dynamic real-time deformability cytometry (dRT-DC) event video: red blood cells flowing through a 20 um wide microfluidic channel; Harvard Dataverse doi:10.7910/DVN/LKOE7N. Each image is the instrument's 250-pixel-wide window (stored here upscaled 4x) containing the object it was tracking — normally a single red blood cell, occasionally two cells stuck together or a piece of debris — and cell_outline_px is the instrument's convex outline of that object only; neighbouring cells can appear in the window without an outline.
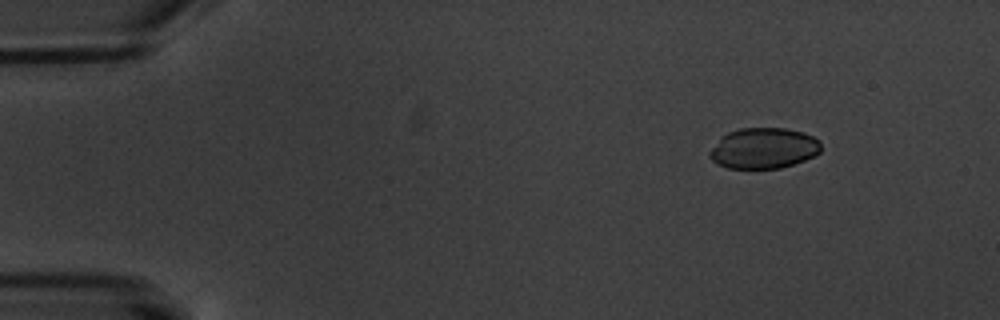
{"species": "common noctule bat (a hibernating species)", "species_latin": "Nyctalus noctula", "temperature_condition": "warm", "stored_images_in_passage": 4, "camera_frame_rate_fps": 3000, "um_per_image_px": 0.085, "animal": {"sex": "male", "body_mass_g": 20.1, "forearm_length_mm": 53.5}, "frame": {"image": 1, "passage_image": 1, "time_ms": 0.0, "image_size_px": [1000, 320], "cell_outline_px": [[820, 152], [804, 160], [780, 168], [728, 168], [712, 160], [708, 156], [708, 152], [720, 136], [728, 132], [740, 128], [784, 128], [804, 132], [820, 140]], "centroid_in_image_um": [64.88, 12.58], "position_along_channel_um": 20.1, "area_um2": 26.41}}
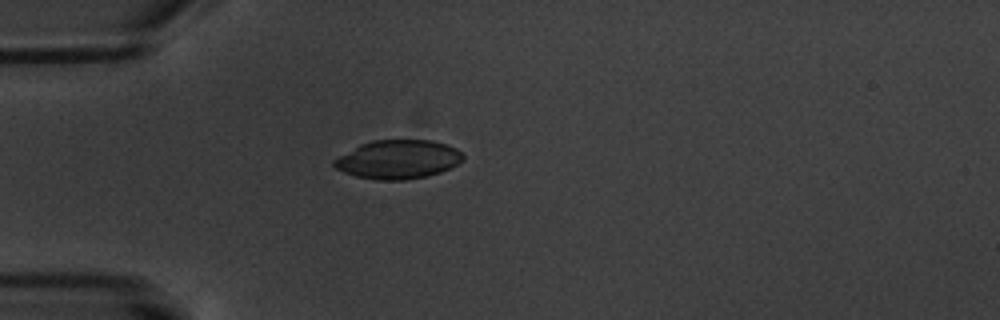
{"frame": {"image": 2, "passage_image": 4, "time_ms": 3.333, "image_size_px": [1000, 320], "cell_outline_px": [[464, 156], [456, 164], [440, 172], [428, 176], [404, 180], [376, 180], [356, 176], [344, 172], [336, 168], [332, 164], [332, 160], [360, 144], [372, 140], [432, 140], [456, 148]], "centroid_in_image_um": [33.79, 13.55], "position_along_channel_um": 51.2, "area_um2": 28.96}}